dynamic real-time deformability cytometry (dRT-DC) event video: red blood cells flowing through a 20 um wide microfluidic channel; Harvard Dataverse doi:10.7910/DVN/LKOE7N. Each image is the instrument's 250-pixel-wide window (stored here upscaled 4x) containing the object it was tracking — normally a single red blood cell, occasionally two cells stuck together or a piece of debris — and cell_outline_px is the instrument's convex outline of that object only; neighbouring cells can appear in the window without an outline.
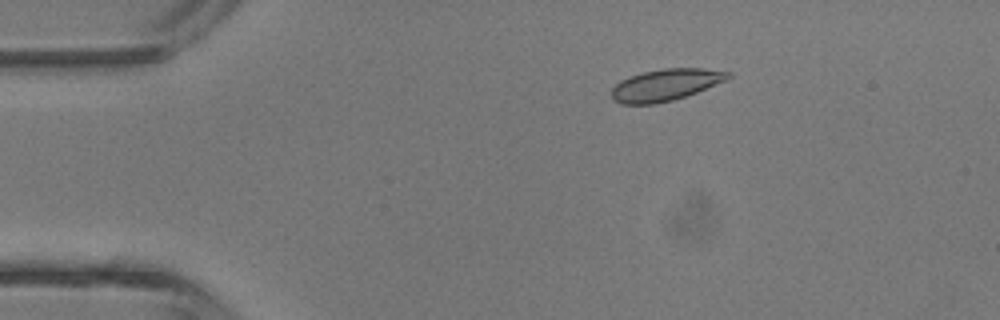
{"species": "common noctule bat (a hibernating species)", "species_latin": "Nyctalus noctula", "temperature_condition": "room temperature", "stored_images_in_passage": 5, "camera_frame_rate_fps": 3000, "um_per_image_px": 0.085, "animal": {"sex": "male", "body_mass_g": 13.3}, "frame": {"image": 1, "passage_image": 3, "time_ms": 2.333, "image_size_px": [1000, 320], "cell_outline_px": [[732, 76], [724, 80], [696, 92], [672, 100], [656, 104], [620, 104], [612, 100], [612, 88], [620, 80], [628, 76], [644, 72], [664, 68], [704, 68], [732, 72]], "centroid_in_image_um": [56.53, 7.21], "position_along_channel_um": 28.5, "area_um2": 21.44}}
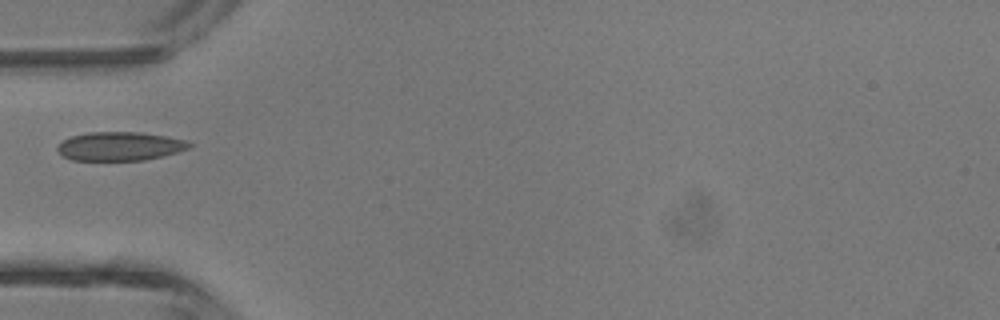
{"frame": {"image": 2, "passage_image": 5, "time_ms": 4.667, "image_size_px": [1000, 320], "cell_outline_px": [[192, 144], [188, 148], [164, 156], [144, 160], [72, 160], [64, 156], [56, 148], [64, 140], [72, 136], [88, 132], [140, 132], [168, 136], [188, 140]], "centroid_in_image_um": [10.23, 12.42], "position_along_channel_um": 74.8, "area_um2": 22.02}}